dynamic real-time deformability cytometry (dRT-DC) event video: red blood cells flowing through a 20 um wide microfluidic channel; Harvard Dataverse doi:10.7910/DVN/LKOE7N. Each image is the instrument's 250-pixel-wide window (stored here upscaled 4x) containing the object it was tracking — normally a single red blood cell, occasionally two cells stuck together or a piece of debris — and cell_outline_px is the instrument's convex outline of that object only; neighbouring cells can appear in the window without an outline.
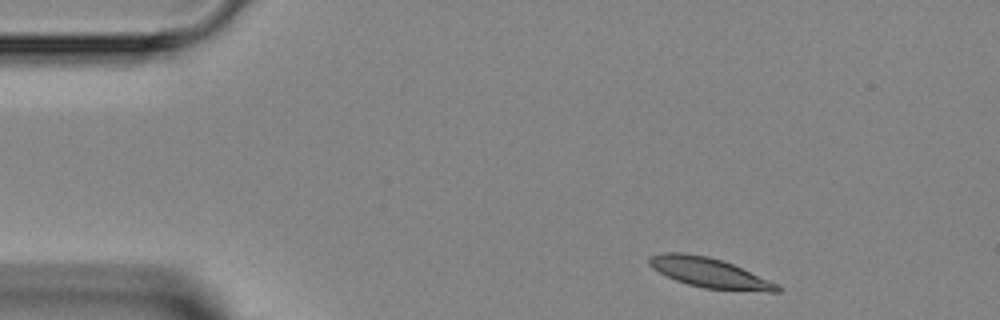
{"species": "Egyptian fruit bat (a non-hibernating species)", "species_latin": "Rousettus aegyptiacus", "temperature_condition": "room temperature", "stored_images_in_passage": 8, "camera_frame_rate_fps": 3000, "um_per_image_px": 0.085, "animal": {"sex": "female"}, "frame": {"image": 1, "passage_image": 1, "time_ms": 0.0, "image_size_px": [1000, 320], "cell_outline_px": [[784, 288], [780, 292], [768, 292], [704, 288], [688, 284], [676, 280], [652, 268], [648, 264], [648, 256], [660, 252], [684, 252], [708, 256], [732, 264], [780, 284]], "centroid_in_image_um": [60.32, 23.18], "position_along_channel_um": 24.7, "area_um2": 22.37}}